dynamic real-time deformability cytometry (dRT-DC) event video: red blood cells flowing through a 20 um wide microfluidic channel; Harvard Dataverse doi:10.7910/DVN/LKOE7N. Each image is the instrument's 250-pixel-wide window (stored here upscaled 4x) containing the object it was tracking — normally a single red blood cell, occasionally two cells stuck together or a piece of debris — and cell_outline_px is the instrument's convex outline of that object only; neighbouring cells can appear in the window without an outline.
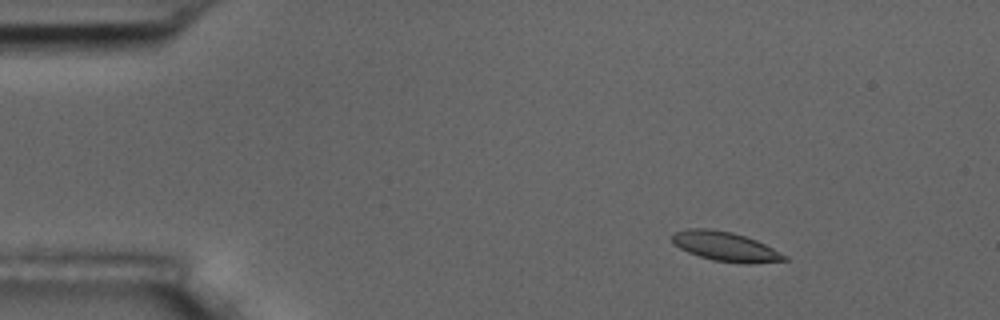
{"species": "common noctule bat (a hibernating species)", "species_latin": "Nyctalus noctula", "temperature_condition": "room temperature", "stored_images_in_passage": 5, "camera_frame_rate_fps": 3000, "um_per_image_px": 0.085, "animal": {"sex": "male", "body_mass_g": 17.5, "forearm_length_mm": 52.3}, "frame": {"image": 1, "passage_image": 3, "time_ms": 2.333, "image_size_px": [1000, 320], "cell_outline_px": [[788, 260], [744, 264], [712, 260], [688, 252], [680, 248], [672, 240], [672, 232], [688, 228], [708, 228], [732, 232], [756, 240], [788, 256]], "centroid_in_image_um": [61.64, 20.95], "position_along_channel_um": 23.4, "area_um2": 19.13}}